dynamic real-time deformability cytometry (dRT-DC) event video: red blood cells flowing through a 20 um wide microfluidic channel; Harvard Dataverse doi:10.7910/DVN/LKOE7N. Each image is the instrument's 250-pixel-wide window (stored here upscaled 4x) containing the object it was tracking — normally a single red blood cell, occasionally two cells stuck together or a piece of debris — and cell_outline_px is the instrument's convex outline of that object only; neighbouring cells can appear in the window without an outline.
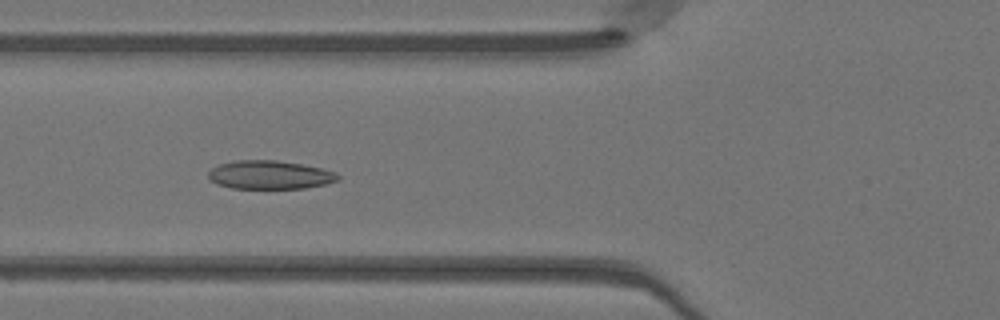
{"species": "Egyptian fruit bat (a non-hibernating species)", "species_latin": "Rousettus aegyptiacus", "temperature_condition": "warm", "stored_images_in_passage": 50, "camera_frame_rate_fps": 3000, "um_per_image_px": 0.085, "animal": {"sex": "female"}, "frame": {"image": 1, "passage_image": 19, "time_ms": 6.0, "image_size_px": [1000, 320], "cell_outline_px": [[340, 180], [328, 184], [304, 188], [232, 188], [216, 184], [208, 176], [208, 172], [212, 168], [220, 164], [236, 160], [276, 160], [300, 164], [320, 168], [336, 172], [340, 176]], "centroid_in_image_um": [22.96, 14.86], "position_along_channel_um": 102.8, "area_um2": 21.5}}
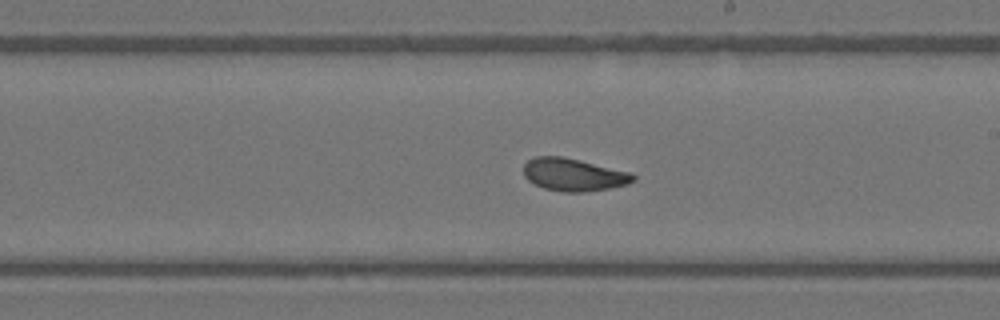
{"frame": {"image": 2, "passage_image": 29, "time_ms": 9.333, "image_size_px": [1000, 320], "cell_outline_px": [[636, 180], [628, 184], [608, 188], [584, 192], [560, 192], [544, 188], [528, 180], [524, 176], [524, 164], [528, 160], [536, 156], [564, 156], [632, 172], [636, 176]], "centroid_in_image_um": [48.78, 14.84], "position_along_channel_um": 240.2, "area_um2": 21.04}}
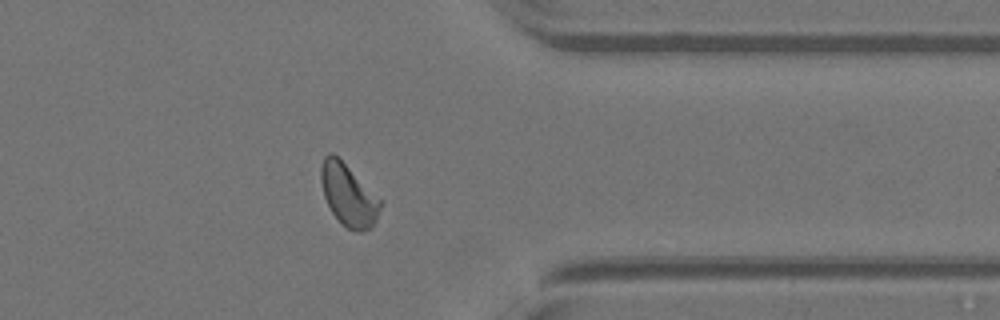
{"frame": {"image": 3, "passage_image": 40, "time_ms": 13.0, "image_size_px": [1000, 320], "cell_outline_px": [[384, 204], [372, 228], [360, 232], [356, 232], [348, 228], [332, 212], [324, 196], [320, 180], [320, 168], [324, 156], [328, 152], [332, 152], [384, 200]], "centroid_in_image_um": [29.66, 16.58], "position_along_channel_um": 381.7, "area_um2": 21.68}, "authors_computed_cell_mechanics": {"area_um2": 21.3571, "velocity_mm_per_s": 4.1082, "shape_relaxation_time_tau1_ms": null, "shape_relaxation_time_tau2_ms": 1.4621, "deformation_change_tau1": null, "deformation_change_tau2": 0.0707}}